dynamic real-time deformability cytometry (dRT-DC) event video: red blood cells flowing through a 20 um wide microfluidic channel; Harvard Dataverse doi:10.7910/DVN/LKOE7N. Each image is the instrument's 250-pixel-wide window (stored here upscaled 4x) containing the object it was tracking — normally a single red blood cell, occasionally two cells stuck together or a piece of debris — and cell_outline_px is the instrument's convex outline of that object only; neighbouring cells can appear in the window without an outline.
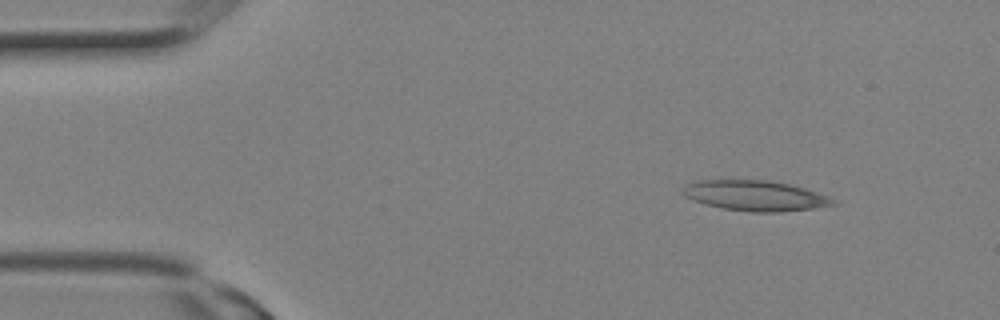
{"species": "Egyptian fruit bat (a non-hibernating species)", "species_latin": "Rousettus aegyptiacus", "temperature_condition": "room temperature", "stored_images_in_passage": 1, "camera_frame_rate_fps": 3000, "um_per_image_px": 0.085, "animal": {"sex": "female"}, "frame": {"image": 1, "passage_image": 1, "time_ms": 0.0, "image_size_px": [1000, 320], "cell_outline_px": [[836, 204], [812, 208], [780, 212], [752, 212], [724, 208], [704, 204], [692, 200], [684, 196], [684, 188], [688, 184], [696, 180], [720, 176], [768, 180], [788, 184], [804, 188], [828, 196]], "centroid_in_image_um": [64.07, 16.57], "position_along_channel_um": 20.9, "area_um2": 27.22}}